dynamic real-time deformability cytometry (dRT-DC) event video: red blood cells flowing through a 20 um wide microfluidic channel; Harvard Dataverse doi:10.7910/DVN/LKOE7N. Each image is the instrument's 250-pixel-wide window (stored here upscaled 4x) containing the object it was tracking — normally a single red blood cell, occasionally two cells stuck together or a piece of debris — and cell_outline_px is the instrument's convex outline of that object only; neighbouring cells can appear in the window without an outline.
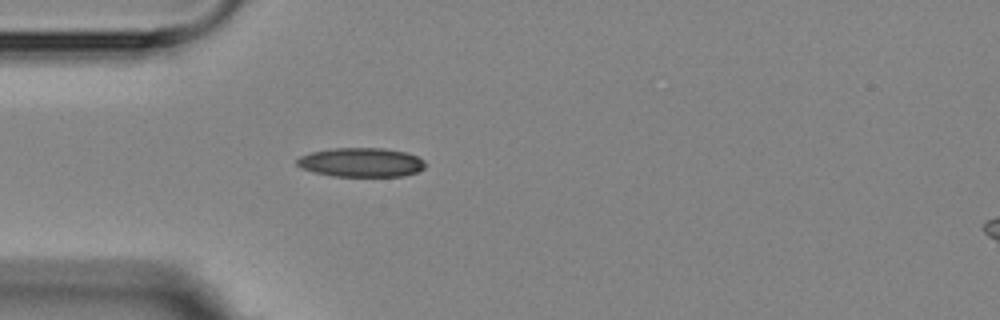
{"species": "Egyptian fruit bat (a non-hibernating species)", "species_latin": "Rousettus aegyptiacus", "temperature_condition": "room temperature", "stored_images_in_passage": 3, "camera_frame_rate_fps": 3000, "um_per_image_px": 0.085, "animal": {"sex": "female"}, "frame": {"image": 1, "passage_image": 3, "time_ms": 3.333, "image_size_px": [1000, 320], "cell_outline_px": [[424, 168], [416, 172], [404, 176], [332, 176], [300, 168], [296, 164], [296, 160], [300, 156], [312, 152], [332, 148], [384, 148], [404, 152], [416, 156], [424, 160]], "centroid_in_image_um": [30.68, 13.8], "position_along_channel_um": 54.3, "area_um2": 21.68}}